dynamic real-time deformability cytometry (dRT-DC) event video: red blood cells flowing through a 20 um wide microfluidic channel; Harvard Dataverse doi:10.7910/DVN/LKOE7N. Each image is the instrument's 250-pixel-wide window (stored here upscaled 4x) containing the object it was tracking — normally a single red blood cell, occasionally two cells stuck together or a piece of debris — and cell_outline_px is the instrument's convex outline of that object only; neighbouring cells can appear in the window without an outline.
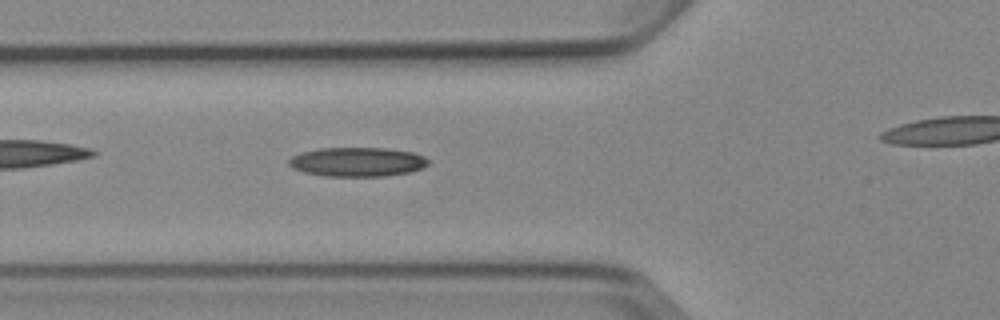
{"species": "Egyptian fruit bat (a non-hibernating species)", "species_latin": "Rousettus aegyptiacus", "temperature_condition": "cold", "stored_images_in_passage": 6, "segment_of_instrument_passage": [1, 2], "camera_frame_rate_fps": 3000, "um_per_image_px": 0.085, "animal": {"sex": "female"}, "frame": {"image": 1, "passage_image": 5, "time_ms": 4.667, "image_size_px": [1000, 320], "cell_outline_px": [[428, 164], [420, 168], [408, 172], [384, 176], [328, 176], [304, 172], [292, 168], [288, 164], [288, 160], [292, 156], [304, 152], [320, 148], [384, 148], [412, 152], [424, 156], [428, 160]], "centroid_in_image_um": [30.35, 13.76], "position_along_channel_um": 95.4, "area_um2": 23.47}}